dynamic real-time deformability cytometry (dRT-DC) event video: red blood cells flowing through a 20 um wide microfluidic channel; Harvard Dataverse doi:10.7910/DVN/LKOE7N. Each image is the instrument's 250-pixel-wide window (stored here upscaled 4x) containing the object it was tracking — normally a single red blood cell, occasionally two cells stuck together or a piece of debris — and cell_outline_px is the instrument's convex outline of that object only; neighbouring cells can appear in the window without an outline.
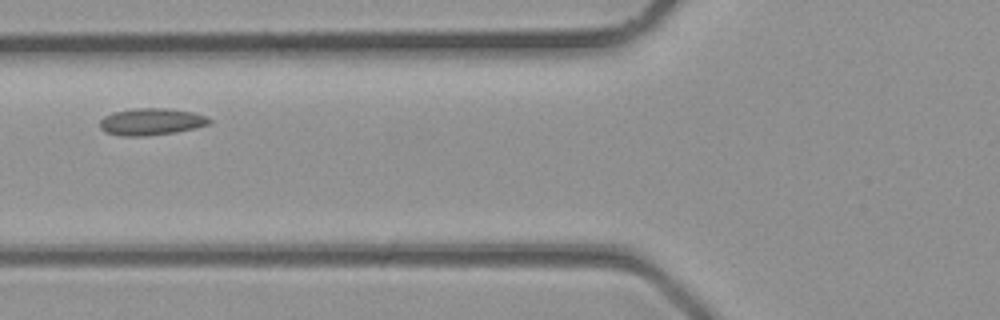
{"species": "common noctule bat (a hibernating species)", "species_latin": "Nyctalus noctula", "temperature_condition": "room temperature", "stored_images_in_passage": 4, "camera_frame_rate_fps": 3000, "um_per_image_px": 0.085, "animal": {"sex": "male", "body_mass_g": 23.1, "forearm_length_mm": 52.7}, "frame": {"image": 1, "passage_image": 4, "time_ms": 1.0, "image_size_px": [1000, 320], "cell_outline_px": [[212, 120], [208, 124], [196, 128], [176, 132], [144, 136], [120, 136], [104, 132], [100, 128], [100, 120], [104, 116], [116, 112], [132, 108], [168, 108], [192, 112], [204, 116]], "centroid_in_image_um": [12.83, 10.35], "position_along_channel_um": 113.0, "area_um2": 17.17}}